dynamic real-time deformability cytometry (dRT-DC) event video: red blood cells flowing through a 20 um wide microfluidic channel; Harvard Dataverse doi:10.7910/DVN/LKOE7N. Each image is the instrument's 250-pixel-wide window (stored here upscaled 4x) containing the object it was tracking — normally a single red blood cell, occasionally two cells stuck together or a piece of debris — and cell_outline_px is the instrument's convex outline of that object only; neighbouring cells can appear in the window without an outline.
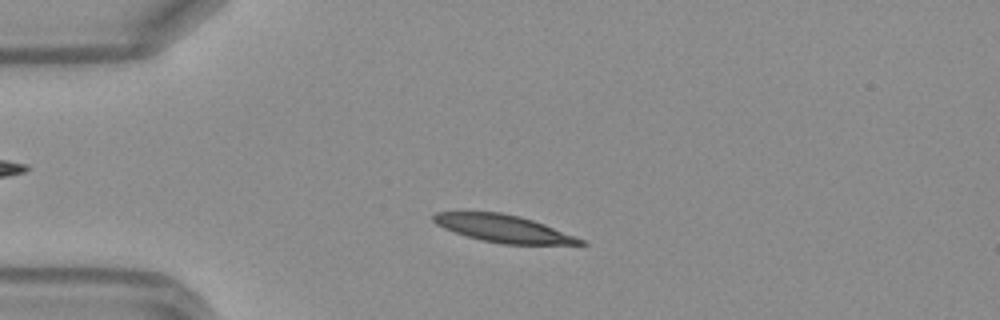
{"species": "Egyptian fruit bat (a non-hibernating species)", "species_latin": "Rousettus aegyptiacus", "temperature_condition": "warm", "stored_images_in_passage": 45, "camera_frame_rate_fps": 3000, "um_per_image_px": 0.085, "frame": {"image": 1, "passage_image": 8, "time_ms": 2.333, "image_size_px": [1000, 320], "cell_outline_px": [[588, 244], [500, 244], [480, 240], [444, 228], [436, 224], [432, 220], [432, 216], [436, 212], [500, 212], [520, 216], [544, 224], [576, 236], [584, 240]], "centroid_in_image_um": [42.79, 19.43], "position_along_channel_um": 42.2, "area_um2": 23.24}}
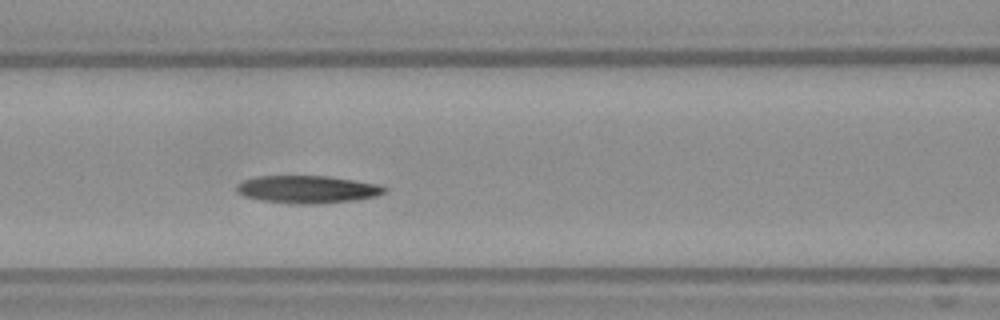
{"frame": {"image": 2, "passage_image": 17, "time_ms": 5.333, "image_size_px": [1000, 320], "cell_outline_px": [[388, 188], [384, 192], [376, 196], [352, 200], [320, 204], [292, 204], [260, 200], [244, 196], [236, 192], [236, 184], [244, 180], [256, 176], [328, 176], [380, 184]], "centroid_in_image_um": [26.1, 16.09], "position_along_channel_um": 140.5, "area_um2": 23.93}}
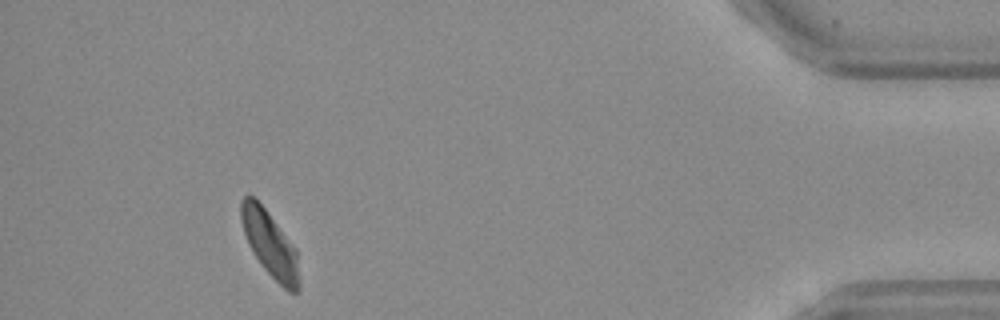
{"frame": {"image": 3, "passage_image": 41, "time_ms": 13.333, "image_size_px": [1000, 320], "cell_outline_px": [[300, 292], [288, 292], [264, 268], [252, 252], [248, 244], [240, 220], [240, 200], [248, 192], [264, 208], [296, 248], [300, 288]], "centroid_in_image_um": [22.93, 20.74], "position_along_channel_um": 412.3, "area_um2": 22.08}, "authors_computed_cell_mechanics": {"area_um2": 23.409, "velocity_mm_per_s": 4.1558, "shape_relaxation_time_tau1_ms": 4.8992, "shape_relaxation_time_tau2_ms": 3.0637, "deformation_change_tau1": 0.1682, "deformation_change_tau2": 0.1019}}